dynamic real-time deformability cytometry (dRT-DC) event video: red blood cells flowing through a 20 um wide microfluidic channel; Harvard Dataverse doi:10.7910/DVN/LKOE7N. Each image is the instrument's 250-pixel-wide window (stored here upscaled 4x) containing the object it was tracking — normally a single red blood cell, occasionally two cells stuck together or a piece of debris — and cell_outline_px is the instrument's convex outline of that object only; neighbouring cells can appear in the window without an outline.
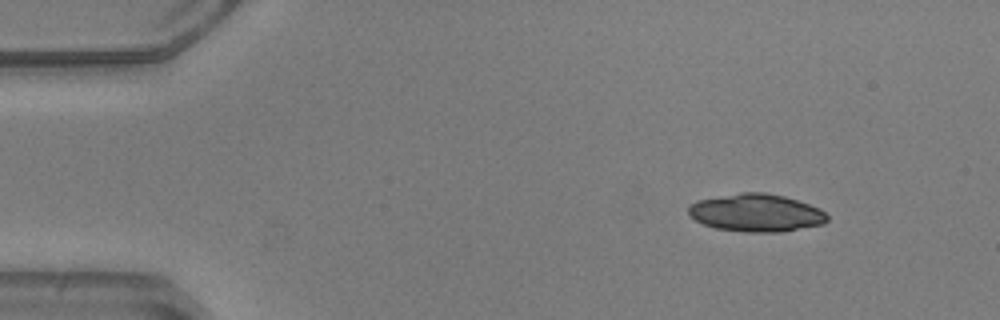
{"species": "common noctule bat (a hibernating species)", "species_latin": "Nyctalus noctula", "temperature_condition": "warm", "stored_images_in_passage": 46, "camera_frame_rate_fps": 3000, "um_per_image_px": 0.085, "animal": {"sex": "male", "body_mass_g": 20.5, "forearm_length_mm": 52.5}, "frame": {"image": 1, "passage_image": 1, "time_ms": 0.0, "image_size_px": [1000, 320], "cell_outline_px": [[828, 220], [824, 224], [780, 232], [744, 232], [716, 228], [704, 224], [696, 220], [688, 212], [688, 208], [696, 200], [740, 192], [764, 192], [784, 196], [820, 208], [828, 216]], "centroid_in_image_um": [64.29, 18.09], "position_along_channel_um": 20.7, "area_um2": 30.46}}